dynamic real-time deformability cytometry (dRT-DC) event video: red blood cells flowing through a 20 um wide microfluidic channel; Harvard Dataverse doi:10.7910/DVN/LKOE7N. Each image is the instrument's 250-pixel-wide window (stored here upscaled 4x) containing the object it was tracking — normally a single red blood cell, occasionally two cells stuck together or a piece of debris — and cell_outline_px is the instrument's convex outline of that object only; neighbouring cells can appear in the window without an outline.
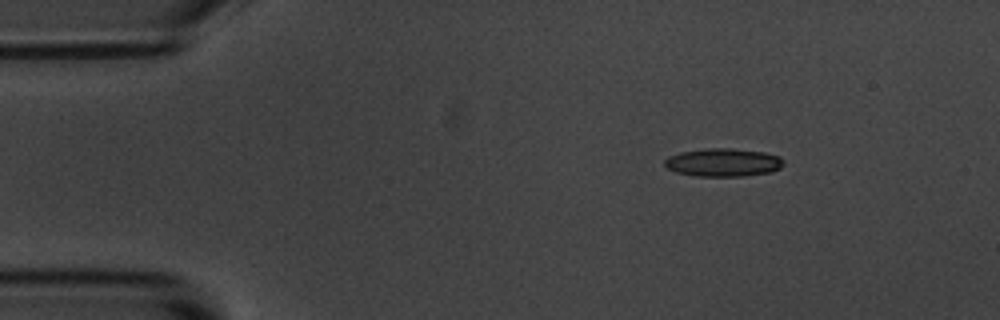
{"species": "common noctule bat (a hibernating species)", "species_latin": "Nyctalus noctula", "temperature_condition": "room temperature", "stored_images_in_passage": 3, "camera_frame_rate_fps": 3000, "um_per_image_px": 0.085, "animal": {"sex": "male", "body_mass_g": 20.1, "forearm_length_mm": 53.5}, "frame": {"image": 1, "passage_image": 1, "time_ms": 0.0, "image_size_px": [1000, 320], "cell_outline_px": [[784, 164], [780, 168], [772, 172], [744, 176], [696, 176], [676, 172], [668, 168], [664, 164], [664, 160], [668, 156], [680, 152], [704, 148], [732, 148], [764, 152], [780, 156], [784, 160]], "centroid_in_image_um": [61.49, 13.8], "position_along_channel_um": 23.5, "area_um2": 19.71}}